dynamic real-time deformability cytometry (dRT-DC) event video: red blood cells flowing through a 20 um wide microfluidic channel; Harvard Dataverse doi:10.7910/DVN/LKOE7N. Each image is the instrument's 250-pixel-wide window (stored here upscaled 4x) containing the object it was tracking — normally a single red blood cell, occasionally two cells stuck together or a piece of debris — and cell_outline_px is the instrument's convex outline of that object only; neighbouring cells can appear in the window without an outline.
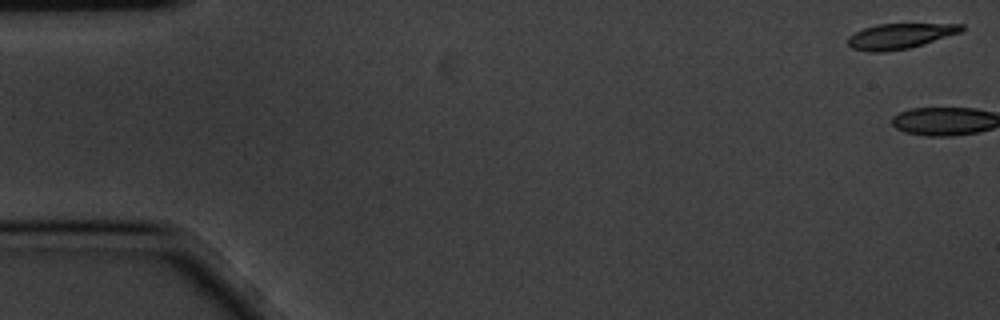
{"species": "common noctule bat (a hibernating species)", "species_latin": "Nyctalus noctula", "temperature_condition": "cold", "stored_images_in_passage": 4, "camera_frame_rate_fps": 3000, "um_per_image_px": 0.085, "animal": {"sex": "male", "body_mass_g": 20.1, "forearm_length_mm": 53.5}, "frame": {"image": 1, "passage_image": 1, "time_ms": 0.0, "image_size_px": [1000, 320], "cell_outline_px": [[964, 28], [960, 32], [908, 48], [884, 52], [868, 52], [852, 48], [848, 44], [848, 36], [864, 28], [876, 24], [964, 24]], "centroid_in_image_um": [76.44, 3.06], "position_along_channel_um": 8.6, "area_um2": 16.47}}